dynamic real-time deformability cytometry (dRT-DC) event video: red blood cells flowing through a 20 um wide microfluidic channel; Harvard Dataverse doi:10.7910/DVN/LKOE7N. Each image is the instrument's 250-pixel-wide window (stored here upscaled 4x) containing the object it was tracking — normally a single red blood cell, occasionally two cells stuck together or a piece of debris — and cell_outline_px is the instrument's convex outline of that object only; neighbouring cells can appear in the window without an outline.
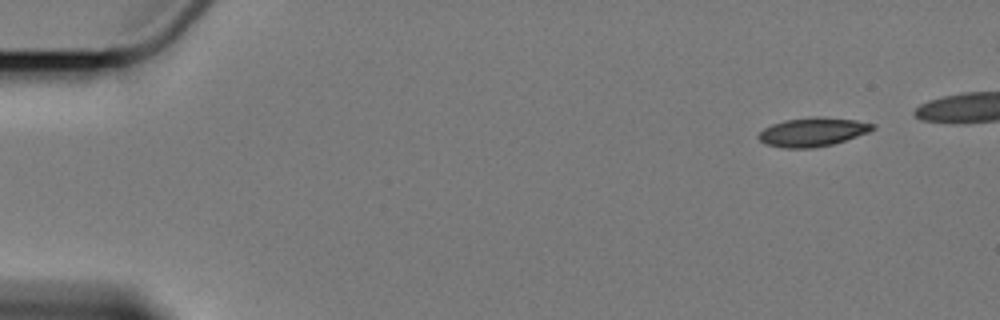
{"species": "Egyptian fruit bat (a non-hibernating species)", "species_latin": "Rousettus aegyptiacus", "temperature_condition": "cold", "stored_images_in_passage": 5, "camera_frame_rate_fps": 3000, "um_per_image_px": 0.085, "animal": {"sex": "female"}, "frame": {"image": 1, "passage_image": 1, "time_ms": 0.0, "image_size_px": [1000, 320], "cell_outline_px": [[876, 128], [868, 132], [832, 144], [812, 148], [784, 148], [764, 144], [756, 136], [764, 128], [772, 124], [784, 120], [812, 116], [816, 116], [856, 120], [876, 124]], "centroid_in_image_um": [69.05, 11.21], "position_along_channel_um": 16.0, "area_um2": 19.19}}